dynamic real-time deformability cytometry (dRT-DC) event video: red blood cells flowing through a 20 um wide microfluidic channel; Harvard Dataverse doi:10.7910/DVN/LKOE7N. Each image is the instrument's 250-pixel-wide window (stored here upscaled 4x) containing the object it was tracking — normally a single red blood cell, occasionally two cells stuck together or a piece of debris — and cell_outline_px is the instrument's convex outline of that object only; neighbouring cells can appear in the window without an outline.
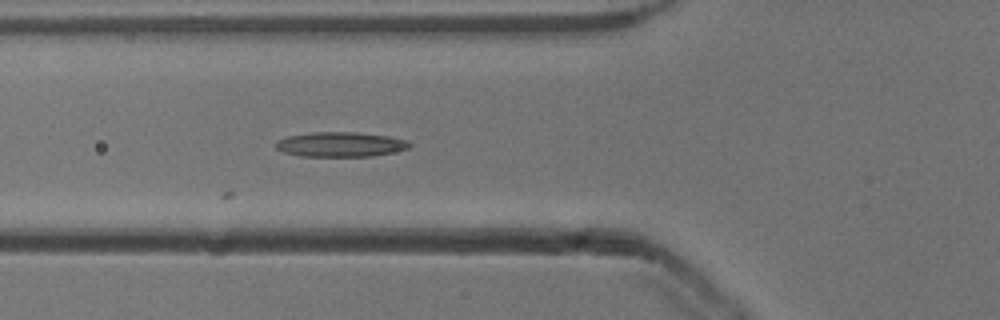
{"species": "common noctule bat (a hibernating species)", "species_latin": "Nyctalus noctula", "temperature_condition": "cold", "stored_images_in_passage": 22, "camera_frame_rate_fps": 3000, "um_per_image_px": 0.085, "animal": {"sex": "male", "body_mass_g": 13.3}, "frame": {"image": 1, "passage_image": 6, "time_ms": 1.667, "image_size_px": [1000, 320], "cell_outline_px": [[412, 144], [408, 148], [392, 152], [372, 156], [300, 156], [284, 152], [276, 148], [276, 140], [288, 136], [312, 132], [356, 132], [388, 136], [408, 140]], "centroid_in_image_um": [28.94, 12.27], "position_along_channel_um": 96.9, "area_um2": 19.25}}
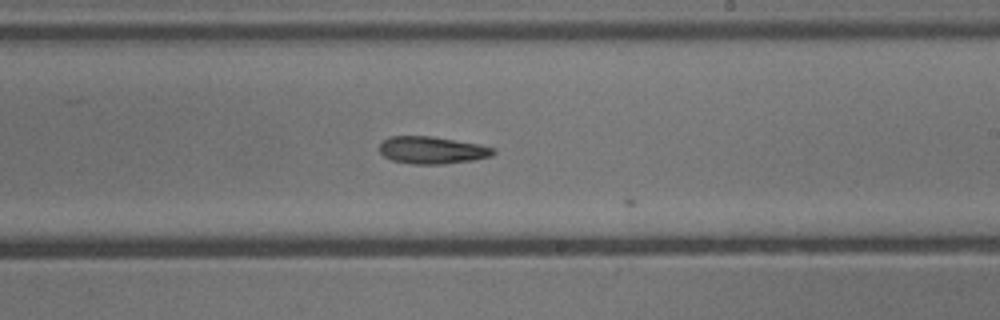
{"frame": {"image": 2, "passage_image": 18, "time_ms": 5.667, "image_size_px": [1000, 320], "cell_outline_px": [[496, 152], [492, 156], [472, 160], [444, 164], [412, 164], [392, 160], [384, 156], [380, 152], [380, 144], [388, 136], [432, 136], [480, 144], [496, 148]], "centroid_in_image_um": [36.75, 12.76], "position_along_channel_um": 252.2, "area_um2": 18.21}}
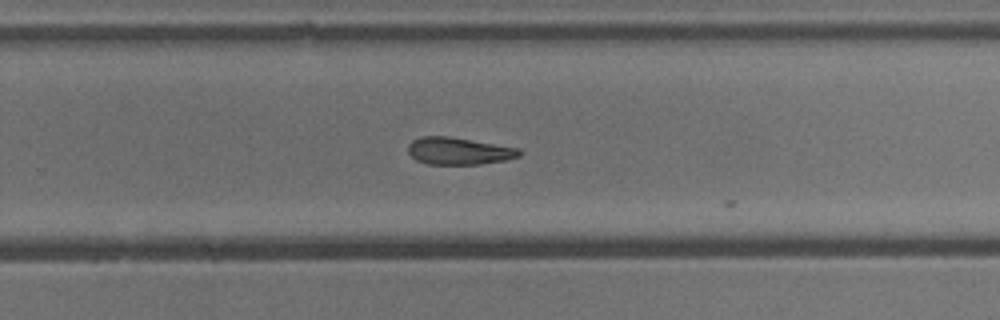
{"frame": {"image": 3, "passage_image": 21, "time_ms": 6.667, "image_size_px": [1000, 320], "cell_outline_px": [[520, 156], [504, 160], [480, 164], [428, 164], [416, 160], [408, 152], [408, 144], [412, 140], [420, 136], [448, 136], [520, 148]], "centroid_in_image_um": [38.97, 12.83], "position_along_channel_um": 290.8, "area_um2": 17.57}}